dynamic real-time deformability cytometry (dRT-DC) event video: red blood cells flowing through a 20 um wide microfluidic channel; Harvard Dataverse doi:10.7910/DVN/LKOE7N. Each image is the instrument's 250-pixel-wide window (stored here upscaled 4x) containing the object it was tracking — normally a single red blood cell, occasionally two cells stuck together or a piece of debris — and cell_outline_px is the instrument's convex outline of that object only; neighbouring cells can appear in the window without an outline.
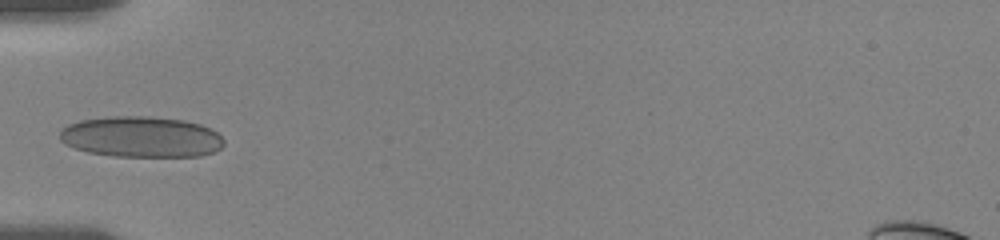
{"species": "human", "species_latin": "Homo sapiens", "temperature_condition": "room temperature", "stored_images_in_passage": 7, "camera_frame_rate_fps": 3000, "um_per_image_px": 0.085, "donor": {"sex": "female"}, "frame": {"image": 1, "passage_image": 1, "time_ms": 0.0, "image_size_px": [1000, 240], "cell_outline_px": [[224, 144], [220, 148], [212, 152], [200, 156], [112, 156], [88, 152], [64, 144], [60, 140], [60, 128], [68, 124], [80, 120], [108, 116], [148, 116], [184, 120], [200, 124], [212, 128], [224, 140]], "centroid_in_image_um": [11.98, 11.62], "position_along_channel_um": 73.0, "area_um2": 39.3}}
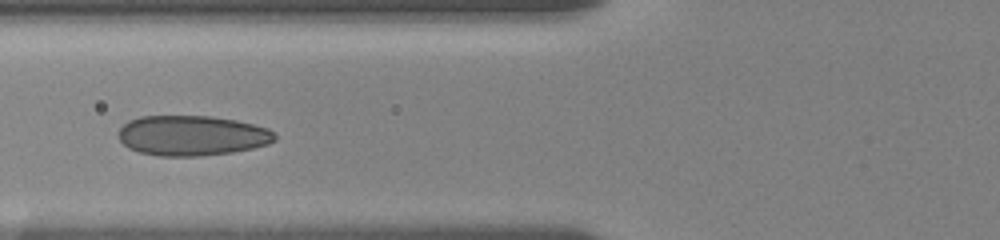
{"frame": {"image": 2, "passage_image": 6, "time_ms": 1.0, "image_size_px": [1000, 240], "cell_outline_px": [[276, 140], [268, 144], [252, 148], [232, 152], [200, 156], [160, 156], [140, 152], [128, 148], [120, 140], [116, 132], [128, 120], [140, 116], [212, 116], [236, 120], [268, 128], [276, 132]], "centroid_in_image_um": [16.31, 11.52], "position_along_channel_um": 109.5, "area_um2": 36.82}}